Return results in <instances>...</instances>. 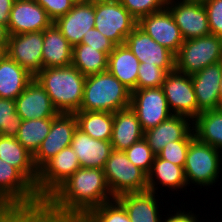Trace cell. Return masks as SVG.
Listing matches in <instances>:
<instances>
[{
	"instance_id": "6da1fadb",
	"label": "cell",
	"mask_w": 222,
	"mask_h": 222,
	"mask_svg": "<svg viewBox=\"0 0 222 222\" xmlns=\"http://www.w3.org/2000/svg\"><path fill=\"white\" fill-rule=\"evenodd\" d=\"M104 170L80 167L47 200L56 214L85 218L94 208L114 200Z\"/></svg>"
},
{
	"instance_id": "7a4b0ae2",
	"label": "cell",
	"mask_w": 222,
	"mask_h": 222,
	"mask_svg": "<svg viewBox=\"0 0 222 222\" xmlns=\"http://www.w3.org/2000/svg\"><path fill=\"white\" fill-rule=\"evenodd\" d=\"M34 78L47 92L53 106L59 113L79 111L83 100L86 76L77 68L72 65L43 68Z\"/></svg>"
},
{
	"instance_id": "3957f363",
	"label": "cell",
	"mask_w": 222,
	"mask_h": 222,
	"mask_svg": "<svg viewBox=\"0 0 222 222\" xmlns=\"http://www.w3.org/2000/svg\"><path fill=\"white\" fill-rule=\"evenodd\" d=\"M131 91L110 72L86 76L79 111L114 113L130 107Z\"/></svg>"
},
{
	"instance_id": "277c9868",
	"label": "cell",
	"mask_w": 222,
	"mask_h": 222,
	"mask_svg": "<svg viewBox=\"0 0 222 222\" xmlns=\"http://www.w3.org/2000/svg\"><path fill=\"white\" fill-rule=\"evenodd\" d=\"M221 165L222 152L195 137L190 142L183 167L188 187L192 183L208 190L219 181Z\"/></svg>"
},
{
	"instance_id": "5b68a950",
	"label": "cell",
	"mask_w": 222,
	"mask_h": 222,
	"mask_svg": "<svg viewBox=\"0 0 222 222\" xmlns=\"http://www.w3.org/2000/svg\"><path fill=\"white\" fill-rule=\"evenodd\" d=\"M222 61V38L209 34L186 39L175 54V70L189 76Z\"/></svg>"
},
{
	"instance_id": "8992f818",
	"label": "cell",
	"mask_w": 222,
	"mask_h": 222,
	"mask_svg": "<svg viewBox=\"0 0 222 222\" xmlns=\"http://www.w3.org/2000/svg\"><path fill=\"white\" fill-rule=\"evenodd\" d=\"M103 170L114 198L147 191V174L135 166L124 151L112 150Z\"/></svg>"
},
{
	"instance_id": "52a82bcc",
	"label": "cell",
	"mask_w": 222,
	"mask_h": 222,
	"mask_svg": "<svg viewBox=\"0 0 222 222\" xmlns=\"http://www.w3.org/2000/svg\"><path fill=\"white\" fill-rule=\"evenodd\" d=\"M94 27L115 45L125 44L127 35L137 26V20L120 0H95Z\"/></svg>"
},
{
	"instance_id": "ba28073f",
	"label": "cell",
	"mask_w": 222,
	"mask_h": 222,
	"mask_svg": "<svg viewBox=\"0 0 222 222\" xmlns=\"http://www.w3.org/2000/svg\"><path fill=\"white\" fill-rule=\"evenodd\" d=\"M80 167L77 155L71 146L62 149L38 170V178L34 187L39 198L47 199Z\"/></svg>"
},
{
	"instance_id": "9c48e42d",
	"label": "cell",
	"mask_w": 222,
	"mask_h": 222,
	"mask_svg": "<svg viewBox=\"0 0 222 222\" xmlns=\"http://www.w3.org/2000/svg\"><path fill=\"white\" fill-rule=\"evenodd\" d=\"M130 107L136 113L143 132L158 126L173 115L162 87L132 91Z\"/></svg>"
},
{
	"instance_id": "30bf717a",
	"label": "cell",
	"mask_w": 222,
	"mask_h": 222,
	"mask_svg": "<svg viewBox=\"0 0 222 222\" xmlns=\"http://www.w3.org/2000/svg\"><path fill=\"white\" fill-rule=\"evenodd\" d=\"M162 90L173 115L192 121L197 117V101L191 76L177 70L167 73Z\"/></svg>"
},
{
	"instance_id": "8fae6325",
	"label": "cell",
	"mask_w": 222,
	"mask_h": 222,
	"mask_svg": "<svg viewBox=\"0 0 222 222\" xmlns=\"http://www.w3.org/2000/svg\"><path fill=\"white\" fill-rule=\"evenodd\" d=\"M166 7L172 14L184 40L211 34L207 12L202 1L167 0Z\"/></svg>"
},
{
	"instance_id": "7c38bea8",
	"label": "cell",
	"mask_w": 222,
	"mask_h": 222,
	"mask_svg": "<svg viewBox=\"0 0 222 222\" xmlns=\"http://www.w3.org/2000/svg\"><path fill=\"white\" fill-rule=\"evenodd\" d=\"M76 128L77 119L74 113H58L52 118L49 134L45 137L40 148L33 155L34 165L37 170L62 149L71 145Z\"/></svg>"
},
{
	"instance_id": "4fadbf2b",
	"label": "cell",
	"mask_w": 222,
	"mask_h": 222,
	"mask_svg": "<svg viewBox=\"0 0 222 222\" xmlns=\"http://www.w3.org/2000/svg\"><path fill=\"white\" fill-rule=\"evenodd\" d=\"M44 31L10 35L7 56L36 76L43 69Z\"/></svg>"
},
{
	"instance_id": "5bb4252c",
	"label": "cell",
	"mask_w": 222,
	"mask_h": 222,
	"mask_svg": "<svg viewBox=\"0 0 222 222\" xmlns=\"http://www.w3.org/2000/svg\"><path fill=\"white\" fill-rule=\"evenodd\" d=\"M125 44L140 63L156 65L167 73L175 70V54L158 44L138 26L127 35Z\"/></svg>"
},
{
	"instance_id": "9a60e30c",
	"label": "cell",
	"mask_w": 222,
	"mask_h": 222,
	"mask_svg": "<svg viewBox=\"0 0 222 222\" xmlns=\"http://www.w3.org/2000/svg\"><path fill=\"white\" fill-rule=\"evenodd\" d=\"M137 26L174 54L184 43L180 29L167 7L140 18L137 21Z\"/></svg>"
},
{
	"instance_id": "2e32d148",
	"label": "cell",
	"mask_w": 222,
	"mask_h": 222,
	"mask_svg": "<svg viewBox=\"0 0 222 222\" xmlns=\"http://www.w3.org/2000/svg\"><path fill=\"white\" fill-rule=\"evenodd\" d=\"M39 200L34 185L0 158V205L30 204Z\"/></svg>"
},
{
	"instance_id": "e0dca14e",
	"label": "cell",
	"mask_w": 222,
	"mask_h": 222,
	"mask_svg": "<svg viewBox=\"0 0 222 222\" xmlns=\"http://www.w3.org/2000/svg\"><path fill=\"white\" fill-rule=\"evenodd\" d=\"M52 23L45 9L35 0H15L10 11L8 31L10 35L44 31Z\"/></svg>"
},
{
	"instance_id": "ac0fdd59",
	"label": "cell",
	"mask_w": 222,
	"mask_h": 222,
	"mask_svg": "<svg viewBox=\"0 0 222 222\" xmlns=\"http://www.w3.org/2000/svg\"><path fill=\"white\" fill-rule=\"evenodd\" d=\"M143 138L157 155L171 141L193 140V121L185 116L172 115L158 126L144 131Z\"/></svg>"
},
{
	"instance_id": "d6986e66",
	"label": "cell",
	"mask_w": 222,
	"mask_h": 222,
	"mask_svg": "<svg viewBox=\"0 0 222 222\" xmlns=\"http://www.w3.org/2000/svg\"><path fill=\"white\" fill-rule=\"evenodd\" d=\"M15 103L16 112L23 120L53 118L59 113L35 78L15 99Z\"/></svg>"
},
{
	"instance_id": "ffe728a7",
	"label": "cell",
	"mask_w": 222,
	"mask_h": 222,
	"mask_svg": "<svg viewBox=\"0 0 222 222\" xmlns=\"http://www.w3.org/2000/svg\"><path fill=\"white\" fill-rule=\"evenodd\" d=\"M54 24L72 47L81 44L84 35L95 25L94 2L74 4L73 8L59 17Z\"/></svg>"
},
{
	"instance_id": "44dd1931",
	"label": "cell",
	"mask_w": 222,
	"mask_h": 222,
	"mask_svg": "<svg viewBox=\"0 0 222 222\" xmlns=\"http://www.w3.org/2000/svg\"><path fill=\"white\" fill-rule=\"evenodd\" d=\"M222 77V61L211 64L191 75L196 101L197 116L207 110L219 108V85Z\"/></svg>"
},
{
	"instance_id": "7402d4cb",
	"label": "cell",
	"mask_w": 222,
	"mask_h": 222,
	"mask_svg": "<svg viewBox=\"0 0 222 222\" xmlns=\"http://www.w3.org/2000/svg\"><path fill=\"white\" fill-rule=\"evenodd\" d=\"M70 146L83 168L103 169L113 150L110 141L94 139L78 127L74 131Z\"/></svg>"
},
{
	"instance_id": "603a6c76",
	"label": "cell",
	"mask_w": 222,
	"mask_h": 222,
	"mask_svg": "<svg viewBox=\"0 0 222 222\" xmlns=\"http://www.w3.org/2000/svg\"><path fill=\"white\" fill-rule=\"evenodd\" d=\"M158 193L145 191L125 193L115 199L124 207L131 222H162ZM158 197V198H157Z\"/></svg>"
},
{
	"instance_id": "cb8c5ba5",
	"label": "cell",
	"mask_w": 222,
	"mask_h": 222,
	"mask_svg": "<svg viewBox=\"0 0 222 222\" xmlns=\"http://www.w3.org/2000/svg\"><path fill=\"white\" fill-rule=\"evenodd\" d=\"M144 132L136 113L131 107L113 113L111 145L113 150L125 151L132 144L141 140Z\"/></svg>"
},
{
	"instance_id": "d4e9b609",
	"label": "cell",
	"mask_w": 222,
	"mask_h": 222,
	"mask_svg": "<svg viewBox=\"0 0 222 222\" xmlns=\"http://www.w3.org/2000/svg\"><path fill=\"white\" fill-rule=\"evenodd\" d=\"M159 185V186H158ZM168 188L171 191H181L188 186L184 168L173 164L170 161L155 156L152 168L147 174V191L157 193L160 187Z\"/></svg>"
},
{
	"instance_id": "484cf974",
	"label": "cell",
	"mask_w": 222,
	"mask_h": 222,
	"mask_svg": "<svg viewBox=\"0 0 222 222\" xmlns=\"http://www.w3.org/2000/svg\"><path fill=\"white\" fill-rule=\"evenodd\" d=\"M43 68L67 67L72 63V46L54 22L44 30Z\"/></svg>"
},
{
	"instance_id": "4316f807",
	"label": "cell",
	"mask_w": 222,
	"mask_h": 222,
	"mask_svg": "<svg viewBox=\"0 0 222 222\" xmlns=\"http://www.w3.org/2000/svg\"><path fill=\"white\" fill-rule=\"evenodd\" d=\"M140 62L126 44L115 45L108 55L107 71L131 92L136 90Z\"/></svg>"
},
{
	"instance_id": "83f0119b",
	"label": "cell",
	"mask_w": 222,
	"mask_h": 222,
	"mask_svg": "<svg viewBox=\"0 0 222 222\" xmlns=\"http://www.w3.org/2000/svg\"><path fill=\"white\" fill-rule=\"evenodd\" d=\"M0 158L17 168L34 186L36 185L38 170L34 165L33 155L16 137L0 135Z\"/></svg>"
},
{
	"instance_id": "f1b7e54d",
	"label": "cell",
	"mask_w": 222,
	"mask_h": 222,
	"mask_svg": "<svg viewBox=\"0 0 222 222\" xmlns=\"http://www.w3.org/2000/svg\"><path fill=\"white\" fill-rule=\"evenodd\" d=\"M54 214L47 199L30 204L0 205V222H47Z\"/></svg>"
},
{
	"instance_id": "f546056e",
	"label": "cell",
	"mask_w": 222,
	"mask_h": 222,
	"mask_svg": "<svg viewBox=\"0 0 222 222\" xmlns=\"http://www.w3.org/2000/svg\"><path fill=\"white\" fill-rule=\"evenodd\" d=\"M33 79L27 70L6 56L0 63V98L15 100Z\"/></svg>"
},
{
	"instance_id": "4dcf8cb0",
	"label": "cell",
	"mask_w": 222,
	"mask_h": 222,
	"mask_svg": "<svg viewBox=\"0 0 222 222\" xmlns=\"http://www.w3.org/2000/svg\"><path fill=\"white\" fill-rule=\"evenodd\" d=\"M195 137L222 152V109L201 112L193 120Z\"/></svg>"
},
{
	"instance_id": "1f68e13d",
	"label": "cell",
	"mask_w": 222,
	"mask_h": 222,
	"mask_svg": "<svg viewBox=\"0 0 222 222\" xmlns=\"http://www.w3.org/2000/svg\"><path fill=\"white\" fill-rule=\"evenodd\" d=\"M77 127L97 140L111 141L113 113L99 111H77L74 113Z\"/></svg>"
},
{
	"instance_id": "d6a6232c",
	"label": "cell",
	"mask_w": 222,
	"mask_h": 222,
	"mask_svg": "<svg viewBox=\"0 0 222 222\" xmlns=\"http://www.w3.org/2000/svg\"><path fill=\"white\" fill-rule=\"evenodd\" d=\"M108 55L87 44L72 47V63L84 76L107 71Z\"/></svg>"
},
{
	"instance_id": "836d02e7",
	"label": "cell",
	"mask_w": 222,
	"mask_h": 222,
	"mask_svg": "<svg viewBox=\"0 0 222 222\" xmlns=\"http://www.w3.org/2000/svg\"><path fill=\"white\" fill-rule=\"evenodd\" d=\"M52 118L23 120L16 136L19 143L34 155L49 134Z\"/></svg>"
},
{
	"instance_id": "e575fe53",
	"label": "cell",
	"mask_w": 222,
	"mask_h": 222,
	"mask_svg": "<svg viewBox=\"0 0 222 222\" xmlns=\"http://www.w3.org/2000/svg\"><path fill=\"white\" fill-rule=\"evenodd\" d=\"M23 119L16 112L15 100L0 98V135L16 137Z\"/></svg>"
},
{
	"instance_id": "d590c367",
	"label": "cell",
	"mask_w": 222,
	"mask_h": 222,
	"mask_svg": "<svg viewBox=\"0 0 222 222\" xmlns=\"http://www.w3.org/2000/svg\"><path fill=\"white\" fill-rule=\"evenodd\" d=\"M85 222H131L124 207L116 200L103 203L94 208L85 218Z\"/></svg>"
},
{
	"instance_id": "8d00e7d4",
	"label": "cell",
	"mask_w": 222,
	"mask_h": 222,
	"mask_svg": "<svg viewBox=\"0 0 222 222\" xmlns=\"http://www.w3.org/2000/svg\"><path fill=\"white\" fill-rule=\"evenodd\" d=\"M124 152L135 166L139 167L146 174L150 172L156 154L151 150L144 138L132 144Z\"/></svg>"
},
{
	"instance_id": "74e56055",
	"label": "cell",
	"mask_w": 222,
	"mask_h": 222,
	"mask_svg": "<svg viewBox=\"0 0 222 222\" xmlns=\"http://www.w3.org/2000/svg\"><path fill=\"white\" fill-rule=\"evenodd\" d=\"M166 75L167 72L156 65L140 63L136 89L161 87Z\"/></svg>"
},
{
	"instance_id": "f35d334b",
	"label": "cell",
	"mask_w": 222,
	"mask_h": 222,
	"mask_svg": "<svg viewBox=\"0 0 222 222\" xmlns=\"http://www.w3.org/2000/svg\"><path fill=\"white\" fill-rule=\"evenodd\" d=\"M120 2L137 21L164 9L167 4V0H120Z\"/></svg>"
},
{
	"instance_id": "ab89813d",
	"label": "cell",
	"mask_w": 222,
	"mask_h": 222,
	"mask_svg": "<svg viewBox=\"0 0 222 222\" xmlns=\"http://www.w3.org/2000/svg\"><path fill=\"white\" fill-rule=\"evenodd\" d=\"M192 140L171 141L157 154L161 159L170 161L175 165L184 167L187 152Z\"/></svg>"
},
{
	"instance_id": "60d3db41",
	"label": "cell",
	"mask_w": 222,
	"mask_h": 222,
	"mask_svg": "<svg viewBox=\"0 0 222 222\" xmlns=\"http://www.w3.org/2000/svg\"><path fill=\"white\" fill-rule=\"evenodd\" d=\"M207 12L211 34L222 38V0L202 1Z\"/></svg>"
},
{
	"instance_id": "b9f144b4",
	"label": "cell",
	"mask_w": 222,
	"mask_h": 222,
	"mask_svg": "<svg viewBox=\"0 0 222 222\" xmlns=\"http://www.w3.org/2000/svg\"><path fill=\"white\" fill-rule=\"evenodd\" d=\"M46 11L48 17L55 22L59 17L67 14L74 6L72 0H35Z\"/></svg>"
},
{
	"instance_id": "7bdbcfd3",
	"label": "cell",
	"mask_w": 222,
	"mask_h": 222,
	"mask_svg": "<svg viewBox=\"0 0 222 222\" xmlns=\"http://www.w3.org/2000/svg\"><path fill=\"white\" fill-rule=\"evenodd\" d=\"M81 44H87L93 48H99V51L105 52L107 55H109L115 47V44L95 27L90 29L87 35H84Z\"/></svg>"
},
{
	"instance_id": "ee69618b",
	"label": "cell",
	"mask_w": 222,
	"mask_h": 222,
	"mask_svg": "<svg viewBox=\"0 0 222 222\" xmlns=\"http://www.w3.org/2000/svg\"><path fill=\"white\" fill-rule=\"evenodd\" d=\"M178 209H177L176 213H174V214L167 213L168 217L165 216L166 219H165V221L163 219L162 222H202L199 220L198 215H196V213L194 214V212L192 213V211H190V210L185 212L184 210L181 211L180 208H178Z\"/></svg>"
},
{
	"instance_id": "f6af8a7d",
	"label": "cell",
	"mask_w": 222,
	"mask_h": 222,
	"mask_svg": "<svg viewBox=\"0 0 222 222\" xmlns=\"http://www.w3.org/2000/svg\"><path fill=\"white\" fill-rule=\"evenodd\" d=\"M14 1L15 0H0V23L7 27Z\"/></svg>"
},
{
	"instance_id": "bcb514c9",
	"label": "cell",
	"mask_w": 222,
	"mask_h": 222,
	"mask_svg": "<svg viewBox=\"0 0 222 222\" xmlns=\"http://www.w3.org/2000/svg\"><path fill=\"white\" fill-rule=\"evenodd\" d=\"M47 222H85L84 218L54 214Z\"/></svg>"
},
{
	"instance_id": "7dc6e473",
	"label": "cell",
	"mask_w": 222,
	"mask_h": 222,
	"mask_svg": "<svg viewBox=\"0 0 222 222\" xmlns=\"http://www.w3.org/2000/svg\"><path fill=\"white\" fill-rule=\"evenodd\" d=\"M9 37L8 27L0 23V46H7Z\"/></svg>"
},
{
	"instance_id": "c3c4849f",
	"label": "cell",
	"mask_w": 222,
	"mask_h": 222,
	"mask_svg": "<svg viewBox=\"0 0 222 222\" xmlns=\"http://www.w3.org/2000/svg\"><path fill=\"white\" fill-rule=\"evenodd\" d=\"M7 56V46H0V63Z\"/></svg>"
},
{
	"instance_id": "681fc988",
	"label": "cell",
	"mask_w": 222,
	"mask_h": 222,
	"mask_svg": "<svg viewBox=\"0 0 222 222\" xmlns=\"http://www.w3.org/2000/svg\"><path fill=\"white\" fill-rule=\"evenodd\" d=\"M219 109H222V77L219 85Z\"/></svg>"
},
{
	"instance_id": "f907efd6",
	"label": "cell",
	"mask_w": 222,
	"mask_h": 222,
	"mask_svg": "<svg viewBox=\"0 0 222 222\" xmlns=\"http://www.w3.org/2000/svg\"><path fill=\"white\" fill-rule=\"evenodd\" d=\"M75 4H80V3H92L95 0H72Z\"/></svg>"
},
{
	"instance_id": "816d5d0a",
	"label": "cell",
	"mask_w": 222,
	"mask_h": 222,
	"mask_svg": "<svg viewBox=\"0 0 222 222\" xmlns=\"http://www.w3.org/2000/svg\"><path fill=\"white\" fill-rule=\"evenodd\" d=\"M188 1H204V0H188Z\"/></svg>"
}]
</instances>
